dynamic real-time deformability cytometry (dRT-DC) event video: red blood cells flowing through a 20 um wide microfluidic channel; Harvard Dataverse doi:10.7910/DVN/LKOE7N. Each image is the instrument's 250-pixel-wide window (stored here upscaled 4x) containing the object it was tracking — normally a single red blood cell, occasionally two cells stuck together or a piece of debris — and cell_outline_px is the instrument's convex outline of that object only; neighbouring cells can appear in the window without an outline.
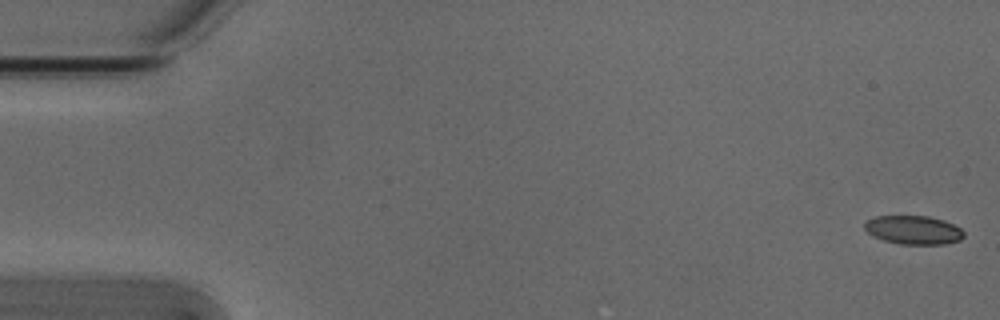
{"species": "Egyptian fruit bat (a non-hibernating species)", "species_latin": "Rousettus aegyptiacus", "temperature_condition": "cold", "stored_images_in_passage": 52, "camera_frame_rate_fps": 3000, "um_per_image_px": 0.085, "animal": {"sex": "male"}, "frame": {"image": 1, "passage_image": 1, "time_ms": 0.0, "image_size_px": [1000, 320], "cell_outline_px": [[964, 236], [960, 240], [944, 244], [900, 244], [884, 240], [872, 236], [864, 228], [864, 224], [868, 220], [876, 216], [928, 216], [944, 220], [960, 228], [964, 232]], "centroid_in_image_um": [77.64, 19.55], "position_along_channel_um": 7.4, "area_um2": 16.53}}
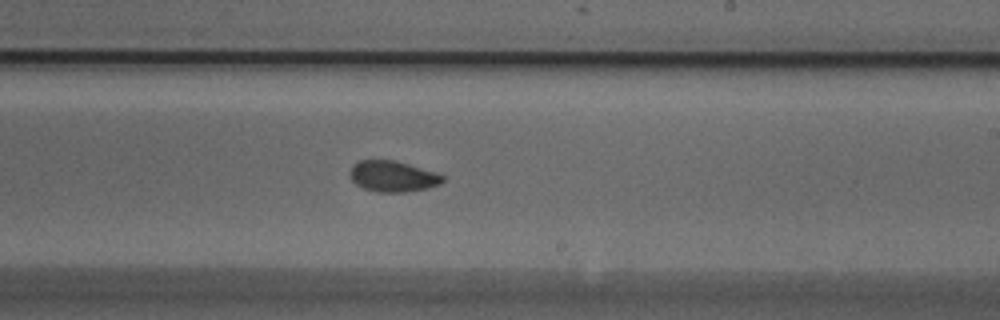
{"frame": {"image": 2, "passage_image": 32, "time_ms": 10.333, "image_size_px": [1000, 320], "cell_outline_px": [[444, 180], [440, 184], [428, 188], [404, 192], [376, 192], [364, 188], [356, 184], [352, 180], [352, 164], [360, 160], [396, 160], [436, 172], [444, 176]], "centroid_in_image_um": [33.42, 14.98], "position_along_channel_um": 255.6, "area_um2": 16.65}}
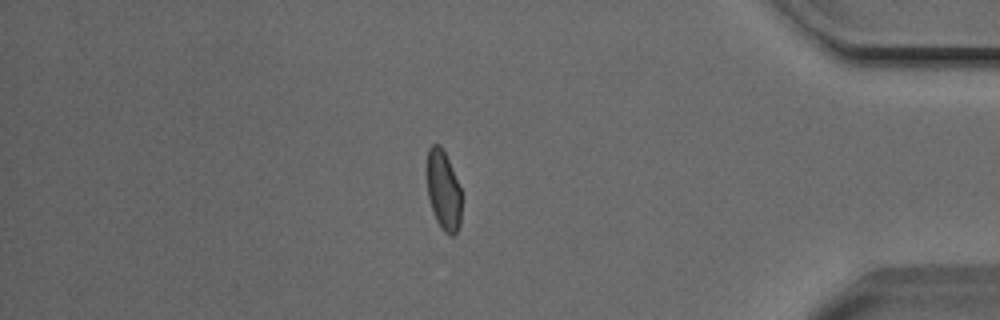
{"frame": {"image": 3, "passage_image": 46, "time_ms": 15.0, "image_size_px": [1000, 320], "cell_outline_px": [[460, 224], [456, 232], [452, 236], [448, 236], [444, 232], [436, 220], [428, 196], [428, 148], [432, 144], [440, 144], [448, 160], [460, 188]], "centroid_in_image_um": [37.69, 16.21], "position_along_channel_um": 397.5, "area_um2": 15.61}}